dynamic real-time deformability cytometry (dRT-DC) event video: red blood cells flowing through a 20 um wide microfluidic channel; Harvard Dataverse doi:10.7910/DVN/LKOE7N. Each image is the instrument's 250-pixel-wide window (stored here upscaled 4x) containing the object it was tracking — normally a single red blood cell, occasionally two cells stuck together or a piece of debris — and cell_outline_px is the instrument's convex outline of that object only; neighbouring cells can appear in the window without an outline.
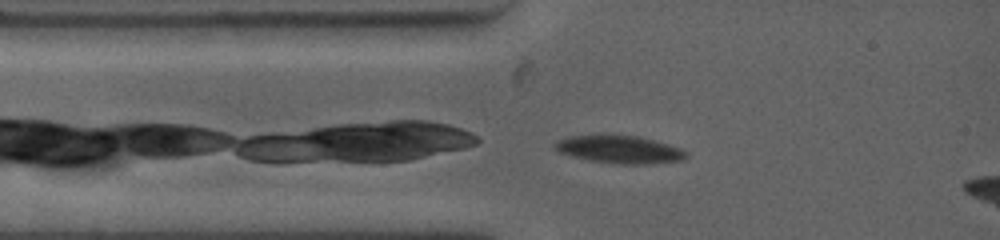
{"species": "common noctule bat (a hibernating species)", "species_latin": "Nyctalus noctula", "temperature_condition": "warm", "stored_images_in_passage": 4, "camera_frame_rate_fps": 4500, "um_per_image_px": 0.085, "animal": {"sex": "female", "body_mass_g": 19.0, "forearm_length_mm": 53.3}, "frame": {"image": 1, "passage_image": 1, "time_ms": 0.0, "image_size_px": [1000, 240], "cell_outline_px": [[688, 156], [684, 160], [652, 164], [616, 164], [588, 160], [560, 152], [552, 148], [552, 144], [556, 140], [568, 136], [640, 136], [668, 144], [680, 148], [688, 152]], "centroid_in_image_um": [52.68, 12.72], "position_along_channel_um": 32.3, "area_um2": 21.21}}